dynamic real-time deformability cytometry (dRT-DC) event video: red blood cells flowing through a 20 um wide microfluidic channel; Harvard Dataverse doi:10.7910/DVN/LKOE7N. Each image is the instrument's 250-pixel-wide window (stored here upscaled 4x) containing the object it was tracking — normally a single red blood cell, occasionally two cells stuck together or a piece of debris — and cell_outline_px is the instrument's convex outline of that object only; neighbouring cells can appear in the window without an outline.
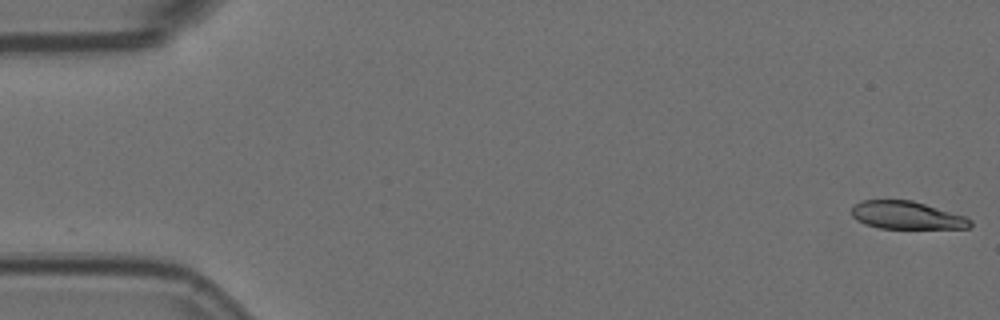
{"species": "Egyptian fruit bat (a non-hibernating species)", "species_latin": "Rousettus aegyptiacus", "temperature_condition": "room temperature", "stored_images_in_passage": 2, "camera_frame_rate_fps": 3000, "um_per_image_px": 0.085, "animal": {"sex": "female"}, "frame": {"image": 1, "passage_image": 2, "time_ms": 0.333, "image_size_px": [1000, 320], "cell_outline_px": [[972, 224], [968, 228], [880, 228], [864, 224], [856, 220], [852, 216], [852, 208], [860, 200], [912, 200], [964, 216], [972, 220]], "centroid_in_image_um": [77.04, 18.3], "position_along_channel_um": 8.0, "area_um2": 19.07}}